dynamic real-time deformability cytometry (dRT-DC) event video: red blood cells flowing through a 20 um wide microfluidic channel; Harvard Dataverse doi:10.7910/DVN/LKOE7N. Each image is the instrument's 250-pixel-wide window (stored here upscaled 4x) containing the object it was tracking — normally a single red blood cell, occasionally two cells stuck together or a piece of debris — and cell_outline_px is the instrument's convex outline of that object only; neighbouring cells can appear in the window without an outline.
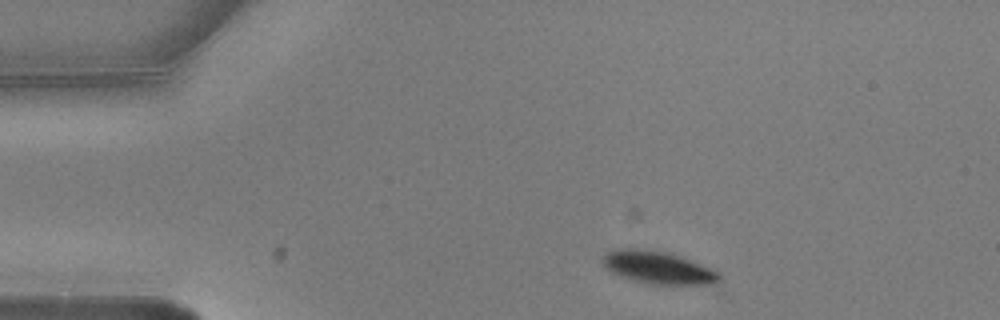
{"species": "common noctule bat (a hibernating species)", "species_latin": "Nyctalus noctula", "temperature_condition": "warm", "stored_images_in_passage": 3, "camera_frame_rate_fps": 3000, "um_per_image_px": 0.085, "animal": {"sex": "male", "body_mass_g": 20.5, "forearm_length_mm": 52.5}, "frame": {"image": 1, "passage_image": 1, "time_ms": 0.0, "image_size_px": [1000, 320], "cell_outline_px": [[720, 280], [716, 284], [648, 284], [628, 280], [608, 272], [604, 268], [600, 260], [608, 252], [620, 248], [632, 248], [664, 252], [684, 256], [716, 272], [720, 276]], "centroid_in_image_um": [55.84, 22.75], "position_along_channel_um": 29.2, "area_um2": 22.31}}